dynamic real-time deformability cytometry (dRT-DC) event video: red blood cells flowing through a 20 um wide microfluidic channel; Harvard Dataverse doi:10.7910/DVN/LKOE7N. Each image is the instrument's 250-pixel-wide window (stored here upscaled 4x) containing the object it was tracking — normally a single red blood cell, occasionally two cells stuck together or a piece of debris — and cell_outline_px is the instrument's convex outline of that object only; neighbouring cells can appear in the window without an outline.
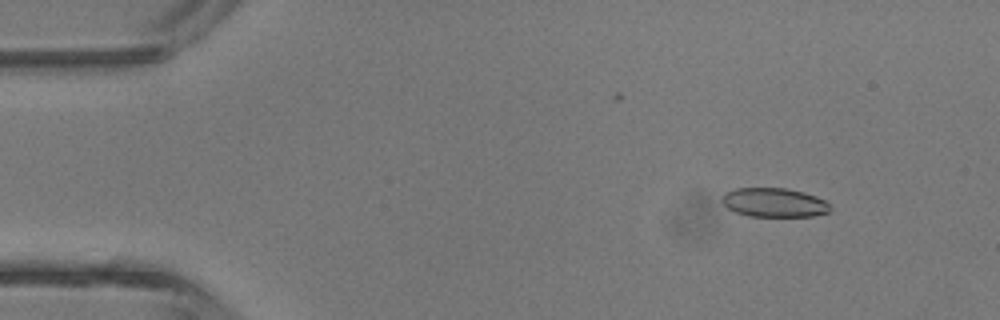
{"species": "common noctule bat (a hibernating species)", "species_latin": "Nyctalus noctula", "temperature_condition": "room temperature", "stored_images_in_passage": 4, "camera_frame_rate_fps": 3000, "um_per_image_px": 0.085, "animal": {"sex": "male", "body_mass_g": 13.3}, "frame": {"image": 1, "passage_image": 2, "time_ms": 1.333, "image_size_px": [1000, 320], "cell_outline_px": [[832, 208], [828, 212], [812, 216], [748, 216], [736, 212], [728, 208], [720, 200], [724, 192], [736, 188], [784, 188], [804, 192], [816, 196], [824, 200]], "centroid_in_image_um": [65.78, 17.21], "position_along_channel_um": 19.2, "area_um2": 18.32}}